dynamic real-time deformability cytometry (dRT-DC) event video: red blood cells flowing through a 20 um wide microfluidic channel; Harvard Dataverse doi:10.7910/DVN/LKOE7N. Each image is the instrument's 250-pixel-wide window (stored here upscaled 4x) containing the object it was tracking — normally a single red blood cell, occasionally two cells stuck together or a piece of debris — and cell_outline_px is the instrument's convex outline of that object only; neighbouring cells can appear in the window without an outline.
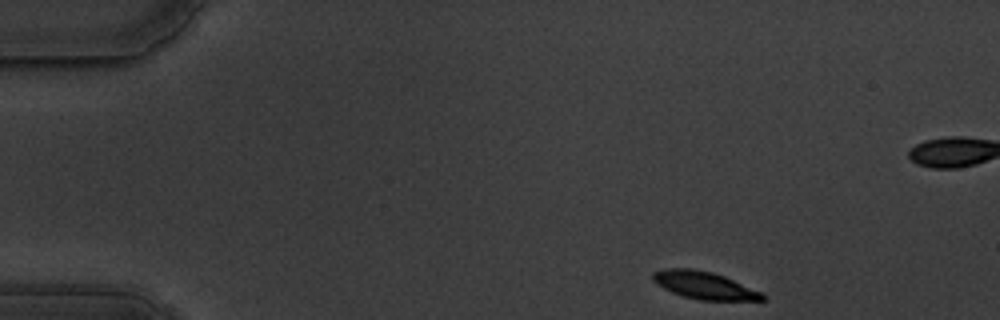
{"species": "common noctule bat (a hibernating species)", "species_latin": "Nyctalus noctula", "temperature_condition": "warm", "stored_images_in_passage": 52, "camera_frame_rate_fps": 3000, "um_per_image_px": 0.085, "animal": {"sex": "male", "body_mass_g": 19.5, "forearm_length_mm": 54.6}, "frame": {"image": 1, "passage_image": 1, "time_ms": 0.0, "image_size_px": [1000, 320], "cell_outline_px": [[764, 300], [700, 300], [684, 296], [672, 292], [656, 284], [652, 280], [652, 272], [664, 268], [692, 268], [712, 272], [724, 276], [764, 292]], "centroid_in_image_um": [59.86, 24.24], "position_along_channel_um": 25.1, "area_um2": 17.63}}
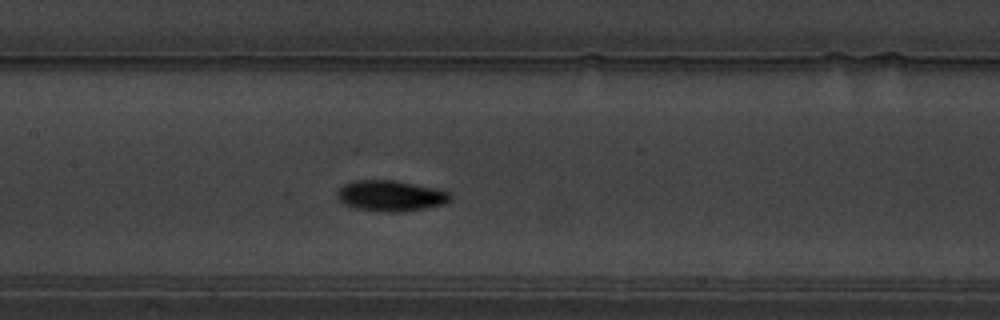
{"frame": {"image": 2, "passage_image": 21, "time_ms": 6.667, "image_size_px": [1000, 320], "cell_outline_px": [[452, 200], [444, 204], [424, 208], [396, 212], [384, 212], [356, 208], [344, 204], [336, 196], [336, 192], [344, 184], [352, 180], [392, 180], [440, 188], [452, 192]], "centroid_in_image_um": [33.25, 16.63], "position_along_channel_um": 174.2, "area_um2": 20.52}}
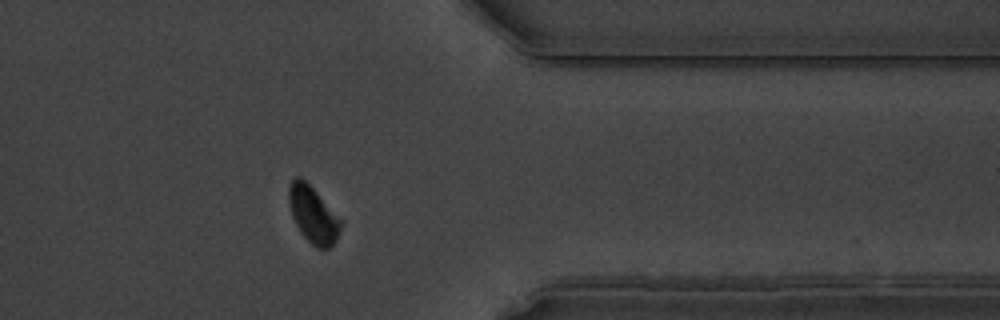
{"frame": {"image": 3, "passage_image": 40, "time_ms": 13.0, "image_size_px": [1000, 320], "cell_outline_px": [[344, 220], [336, 240], [328, 248], [316, 248], [300, 232], [292, 216], [288, 200], [288, 184], [296, 176], [300, 176]], "centroid_in_image_um": [26.62, 18.23], "position_along_channel_um": 384.8, "area_um2": 17.17}, "authors_computed_cell_mechanics": {"area_um2": 18.4382, "velocity_mm_per_s": 3.4825, "shape_relaxation_time_tau1_ms": 2.0108, "shape_relaxation_time_tau2_ms": 3.2778, "deformation_change_tau1": 0.1242, "deformation_change_tau2": 0.0442}}